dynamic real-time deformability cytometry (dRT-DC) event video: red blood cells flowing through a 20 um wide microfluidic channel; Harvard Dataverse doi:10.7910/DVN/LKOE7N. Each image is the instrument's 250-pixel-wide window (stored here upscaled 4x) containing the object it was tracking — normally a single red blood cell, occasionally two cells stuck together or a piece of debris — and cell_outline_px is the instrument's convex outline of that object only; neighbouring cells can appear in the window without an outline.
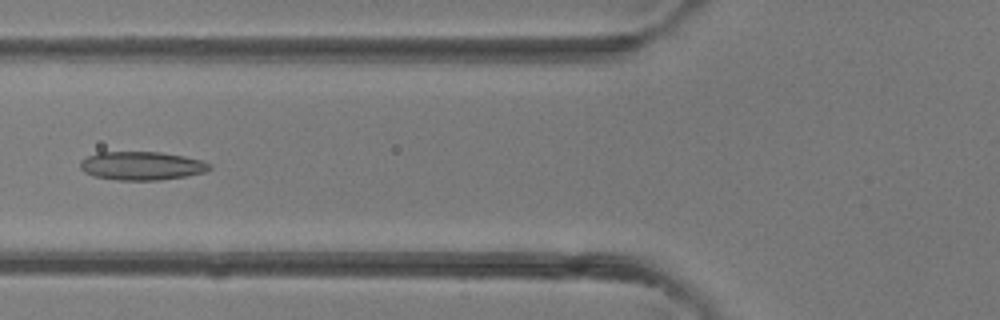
{"species": "common noctule bat (a hibernating species)", "species_latin": "Nyctalus noctula", "temperature_condition": "room temperature", "stored_images_in_passage": 4, "camera_frame_rate_fps": 3000, "um_per_image_px": 0.085, "animal": {"sex": "female"}, "frame": {"image": 1, "passage_image": 4, "time_ms": 3.333, "image_size_px": [1000, 320], "cell_outline_px": [[212, 168], [204, 172], [184, 176], [160, 180], [116, 180], [92, 176], [84, 172], [80, 168], [80, 160], [96, 152], [160, 152], [184, 156], [200, 160], [212, 164]], "centroid_in_image_um": [12.01, 14.09], "position_along_channel_um": 113.8, "area_um2": 21.56}}